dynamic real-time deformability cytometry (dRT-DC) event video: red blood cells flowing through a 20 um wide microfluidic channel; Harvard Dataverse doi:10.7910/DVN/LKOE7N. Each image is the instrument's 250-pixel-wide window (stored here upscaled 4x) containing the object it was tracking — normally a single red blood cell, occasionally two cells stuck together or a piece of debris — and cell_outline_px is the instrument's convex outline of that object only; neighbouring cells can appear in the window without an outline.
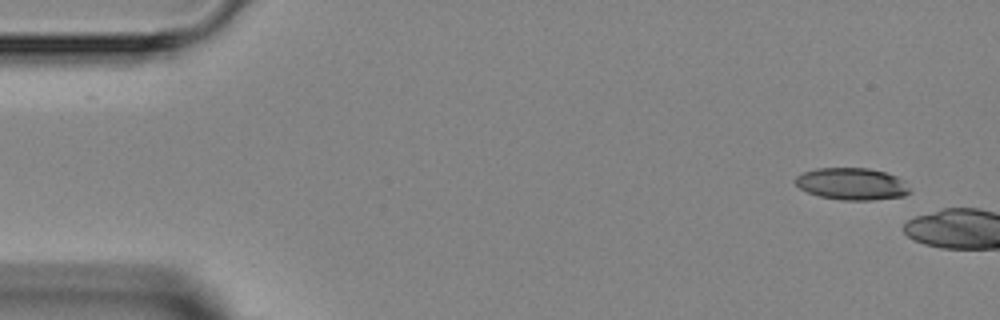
{"species": "Egyptian fruit bat (a non-hibernating species)", "species_latin": "Rousettus aegyptiacus", "temperature_condition": "room temperature", "stored_images_in_passage": 3, "segment_of_instrument_passage": [2, 2], "camera_frame_rate_fps": 3000, "um_per_image_px": 0.085, "animal": {"sex": "female"}, "frame": {"image": 1, "passage_image": 3, "time_ms": 2.333, "image_size_px": [1000, 320], "cell_outline_px": [[912, 192], [904, 196], [872, 200], [840, 200], [820, 196], [808, 192], [800, 188], [796, 184], [796, 176], [804, 172], [816, 168], [868, 168], [884, 172], [896, 176], [904, 180]], "centroid_in_image_um": [72.44, 15.63], "position_along_channel_um": 12.6, "area_um2": 21.33}}